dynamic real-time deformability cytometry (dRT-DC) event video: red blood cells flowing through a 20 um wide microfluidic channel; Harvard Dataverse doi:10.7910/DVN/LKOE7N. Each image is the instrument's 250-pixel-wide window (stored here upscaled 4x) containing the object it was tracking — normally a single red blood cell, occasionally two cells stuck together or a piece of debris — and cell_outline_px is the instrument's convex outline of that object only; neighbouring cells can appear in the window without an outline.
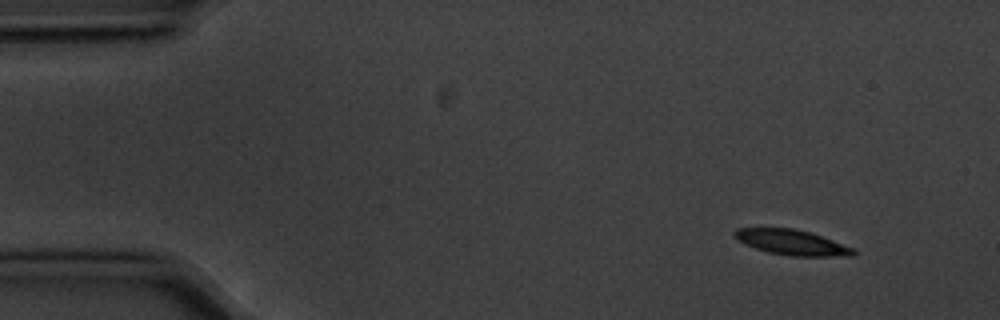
{"species": "common noctule bat (a hibernating species)", "species_latin": "Nyctalus noctula", "temperature_condition": "cold", "stored_images_in_passage": 4, "camera_frame_rate_fps": 3000, "um_per_image_px": 0.085, "animal": {"sex": "male", "body_mass_g": 20.1, "forearm_length_mm": 53.5}, "frame": {"image": 1, "passage_image": 1, "time_ms": 0.0, "image_size_px": [1000, 320], "cell_outline_px": [[856, 252], [852, 256], [788, 256], [768, 252], [744, 244], [736, 240], [732, 236], [732, 232], [736, 228], [792, 228], [808, 232], [832, 240], [852, 248]], "centroid_in_image_um": [67.22, 20.6], "position_along_channel_um": 17.8, "area_um2": 17.4}}
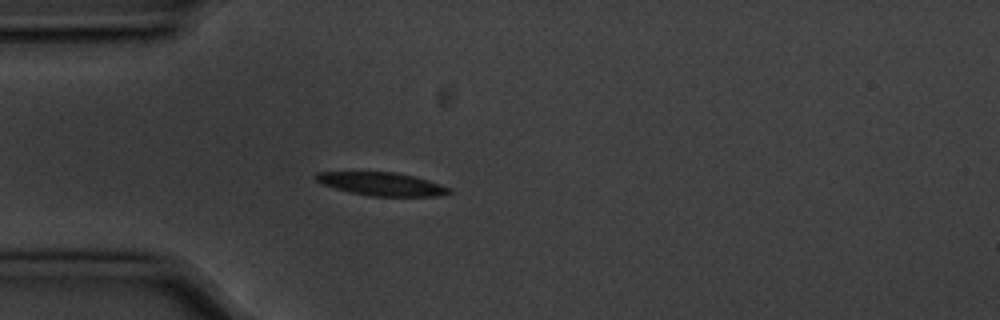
{"frame": {"image": 2, "passage_image": 4, "time_ms": 1.0, "image_size_px": [1000, 320], "cell_outline_px": [[452, 192], [440, 196], [368, 196], [348, 192], [324, 184], [316, 180], [312, 176], [316, 172], [396, 172], [428, 180], [452, 188]], "centroid_in_image_um": [32.45, 15.64], "position_along_channel_um": 52.5, "area_um2": 18.03}}